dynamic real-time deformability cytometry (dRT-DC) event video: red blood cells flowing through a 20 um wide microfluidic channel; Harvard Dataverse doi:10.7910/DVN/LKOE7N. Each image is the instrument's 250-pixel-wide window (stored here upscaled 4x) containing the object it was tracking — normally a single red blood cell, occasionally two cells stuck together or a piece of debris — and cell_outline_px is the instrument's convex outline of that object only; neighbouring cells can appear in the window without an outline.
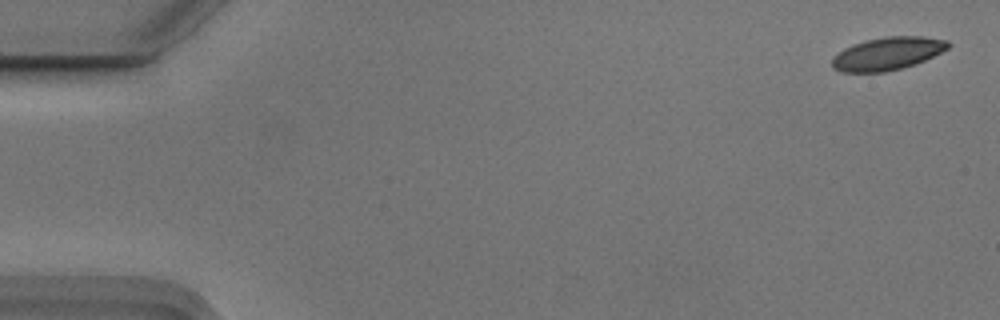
{"species": "Egyptian fruit bat (a non-hibernating species)", "species_latin": "Rousettus aegyptiacus", "temperature_condition": "cold", "stored_images_in_passage": 54, "camera_frame_rate_fps": 3000, "um_per_image_px": 0.085, "animal": {"sex": "male"}, "frame": {"image": 1, "passage_image": 1, "time_ms": 0.0, "image_size_px": [1000, 320], "cell_outline_px": [[952, 44], [948, 48], [924, 60], [900, 68], [884, 72], [844, 72], [832, 68], [832, 56], [844, 48], [852, 44], [884, 36], [924, 36], [948, 40]], "centroid_in_image_um": [75.42, 4.54], "position_along_channel_um": 9.6, "area_um2": 22.14}}
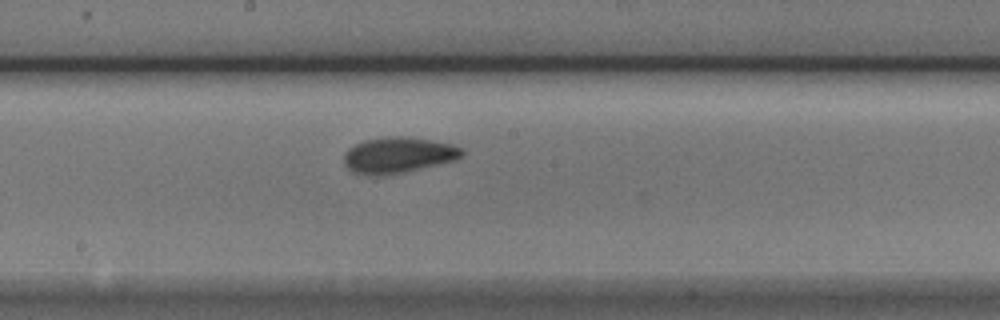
{"frame": {"image": 2, "passage_image": 29, "time_ms": 9.333, "image_size_px": [1000, 320], "cell_outline_px": [[464, 152], [456, 160], [404, 172], [384, 176], [368, 176], [352, 172], [344, 164], [344, 152], [348, 148], [364, 140], [384, 136], [412, 136], [452, 144], [460, 148]], "centroid_in_image_um": [33.8, 13.18], "position_along_channel_um": 214.4, "area_um2": 25.03}}
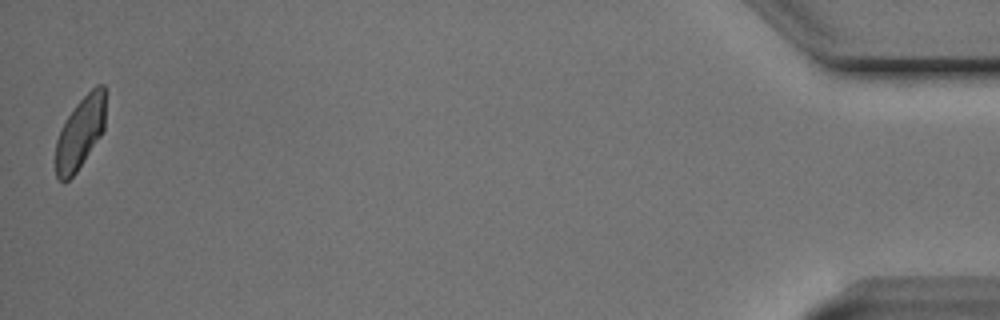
{"frame": {"image": 3, "passage_image": 54, "time_ms": 17.667, "image_size_px": [1000, 320], "cell_outline_px": [[104, 128], [100, 136], [76, 172], [64, 184], [56, 176], [56, 140], [68, 116], [76, 104], [96, 84], [104, 84]], "centroid_in_image_um": [6.81, 11.3], "position_along_channel_um": 428.4, "area_um2": 20.46}, "authors_computed_cell_mechanics": {"area_um2": 23.0044, "velocity_mm_per_s": 3.7056, "shape_relaxation_time_tau1_ms": 4.9135, "shape_relaxation_time_tau2_ms": 1.8564, "deformation_change_tau1": 0.1128, "deformation_change_tau2": 0.0648}}